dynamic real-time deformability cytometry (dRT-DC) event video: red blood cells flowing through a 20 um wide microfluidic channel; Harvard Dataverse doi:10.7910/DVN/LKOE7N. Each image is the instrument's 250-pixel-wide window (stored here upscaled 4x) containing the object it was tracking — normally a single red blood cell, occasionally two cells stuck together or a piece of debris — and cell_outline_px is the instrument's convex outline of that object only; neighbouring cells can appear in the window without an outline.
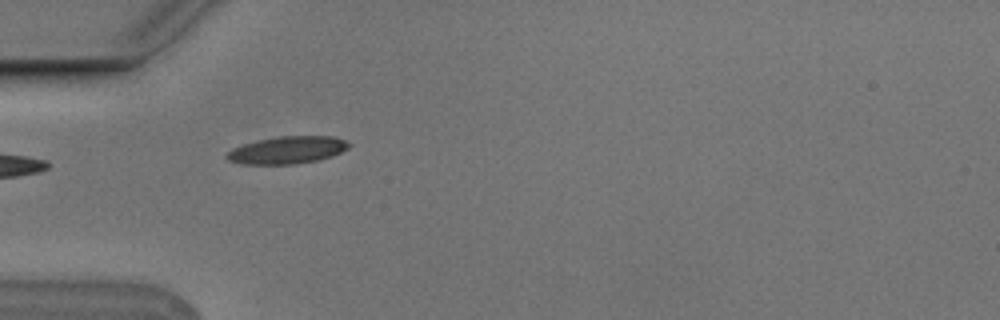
{"species": "Egyptian fruit bat (a non-hibernating species)", "species_latin": "Rousettus aegyptiacus", "temperature_condition": "cold", "stored_images_in_passage": 15, "camera_frame_rate_fps": 3000, "um_per_image_px": 0.085, "animal": {"sex": "male"}, "frame": {"image": 1, "passage_image": 5, "time_ms": 1.333, "image_size_px": [1000, 320], "cell_outline_px": [[352, 144], [348, 148], [332, 156], [316, 160], [296, 164], [244, 164], [228, 160], [224, 156], [232, 148], [244, 144], [260, 140], [280, 136], [332, 136], [344, 140]], "centroid_in_image_um": [24.42, 12.75], "position_along_channel_um": 60.6, "area_um2": 19.31}}
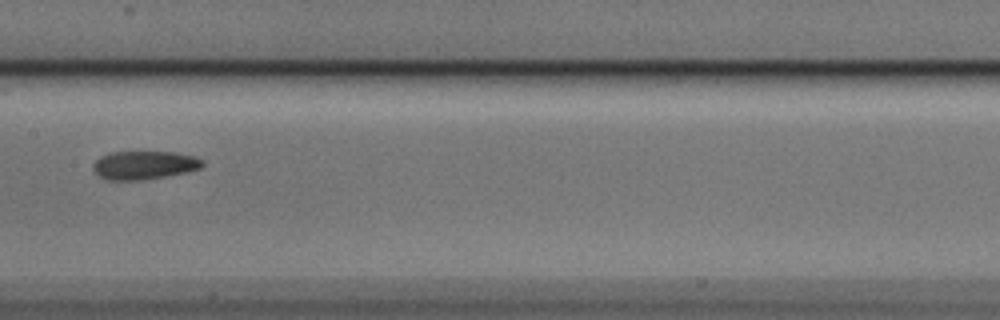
{"frame": {"image": 2, "passage_image": 8, "time_ms": 2.333, "image_size_px": [1000, 320], "cell_outline_px": [[204, 164], [200, 168], [188, 172], [144, 180], [108, 180], [100, 176], [92, 168], [92, 164], [100, 156], [112, 152], [176, 152], [196, 156], [204, 160]], "centroid_in_image_um": [12.29, 14.03], "position_along_channel_um": 195.1, "area_um2": 18.26}}
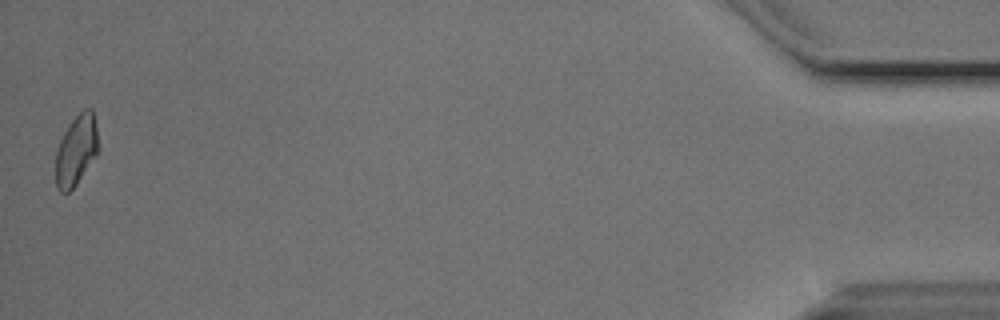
{"frame": {"image": 3, "passage_image": 15, "time_ms": 4.667, "image_size_px": [1000, 320], "cell_outline_px": [[96, 156], [76, 184], [68, 192], [60, 192], [56, 188], [56, 152], [60, 140], [68, 124], [84, 108], [92, 108], [96, 124]], "centroid_in_image_um": [6.45, 12.77], "position_along_channel_um": 428.7, "area_um2": 17.17}}